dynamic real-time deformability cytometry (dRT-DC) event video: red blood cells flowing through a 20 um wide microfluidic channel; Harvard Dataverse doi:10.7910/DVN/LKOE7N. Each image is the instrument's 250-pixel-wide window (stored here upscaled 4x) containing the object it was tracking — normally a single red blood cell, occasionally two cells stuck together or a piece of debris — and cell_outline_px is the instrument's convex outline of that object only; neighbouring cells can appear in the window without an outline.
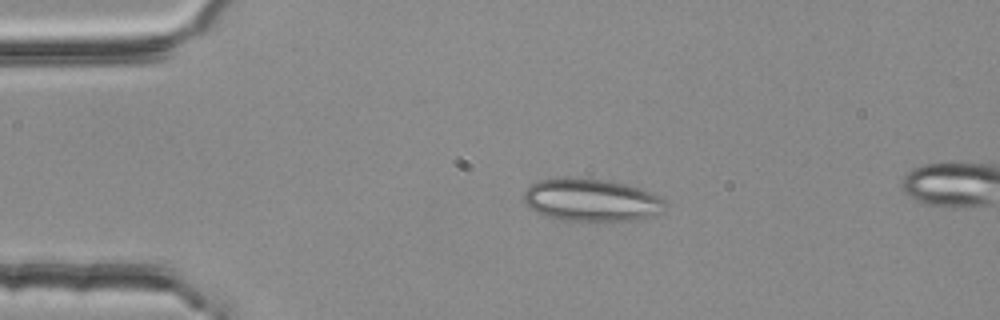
{"species": "common noctule bat (a hibernating species)", "species_latin": "Nyctalus noctula", "temperature_condition": "room temperature", "stored_images_in_passage": 5, "camera_frame_rate_fps": 3000, "um_per_image_px": 0.085, "animal": {"sex": "female", "body_mass_g": 25.1}, "frame": {"image": 1, "passage_image": 4, "time_ms": 1.0, "image_size_px": [1000, 320], "cell_outline_px": [[668, 200], [664, 212], [636, 220], [608, 224], [604, 224], [556, 220], [544, 216], [528, 208], [524, 204], [524, 192], [532, 184], [540, 180], [568, 176], [608, 180], [628, 184], [652, 192]], "centroid_in_image_um": [50.31, 17.05], "position_along_channel_um": 34.7, "area_um2": 36.99}}